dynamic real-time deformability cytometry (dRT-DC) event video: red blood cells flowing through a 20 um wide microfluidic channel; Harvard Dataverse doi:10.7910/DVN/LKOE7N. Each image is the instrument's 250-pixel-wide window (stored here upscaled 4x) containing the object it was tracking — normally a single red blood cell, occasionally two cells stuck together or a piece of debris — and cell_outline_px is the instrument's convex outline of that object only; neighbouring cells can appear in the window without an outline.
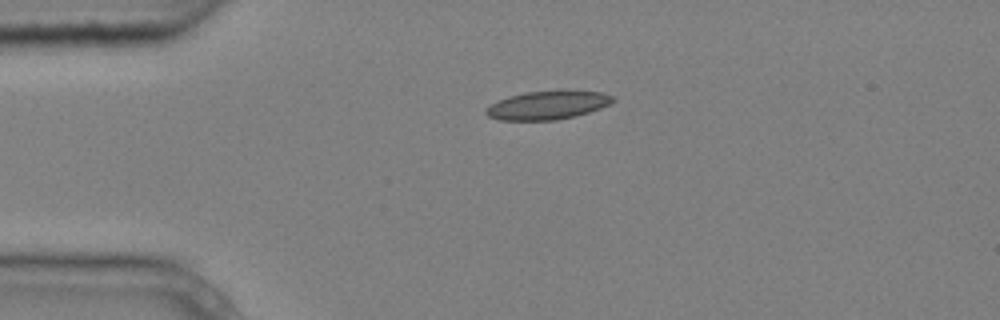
{"species": "common noctule bat (a hibernating species)", "species_latin": "Nyctalus noctula", "temperature_condition": "cold", "stored_images_in_passage": 2, "camera_frame_rate_fps": 3000, "um_per_image_px": 0.085, "animal": {"sex": "male", "body_mass_g": 20.4}, "frame": {"image": 1, "passage_image": 1, "time_ms": 0.0, "image_size_px": [1000, 320], "cell_outline_px": [[616, 100], [600, 108], [576, 116], [556, 120], [500, 120], [488, 116], [484, 112], [484, 108], [496, 100], [508, 96], [524, 92], [600, 92], [612, 96]], "centroid_in_image_um": [46.45, 8.96], "position_along_channel_um": 38.5, "area_um2": 20.69}}